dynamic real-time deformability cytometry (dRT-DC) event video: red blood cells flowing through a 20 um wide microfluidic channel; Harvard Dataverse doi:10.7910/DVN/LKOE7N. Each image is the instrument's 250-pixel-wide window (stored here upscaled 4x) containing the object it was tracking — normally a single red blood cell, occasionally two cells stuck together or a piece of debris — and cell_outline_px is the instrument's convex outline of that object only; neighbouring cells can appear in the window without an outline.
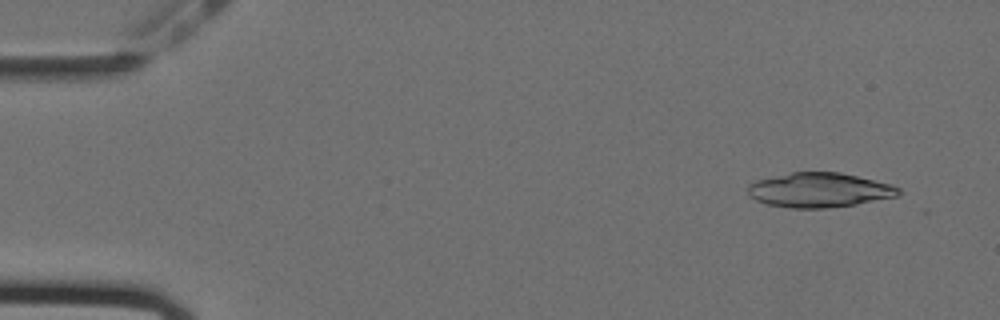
{"species": "Egyptian fruit bat (a non-hibernating species)", "species_latin": "Rousettus aegyptiacus", "temperature_condition": "cold", "stored_images_in_passage": 55, "camera_frame_rate_fps": 3000, "um_per_image_px": 0.085, "animal": {"sex": "female"}, "frame": {"image": 1, "passage_image": 4, "time_ms": 1.0, "image_size_px": [1000, 320], "cell_outline_px": [[900, 196], [856, 204], [824, 208], [788, 208], [768, 204], [756, 200], [748, 192], [748, 184], [756, 180], [792, 172], [840, 172], [892, 184], [900, 188]], "centroid_in_image_um": [69.67, 16.15], "position_along_channel_um": 15.3, "area_um2": 30.35}}
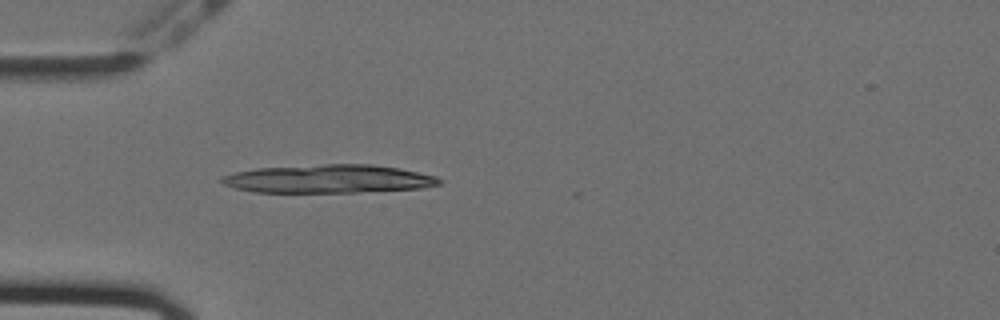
{"frame": {"image": 2, "passage_image": 16, "time_ms": 5.0, "image_size_px": [1000, 320], "cell_outline_px": [[440, 184], [420, 188], [356, 192], [252, 192], [236, 188], [224, 184], [220, 180], [220, 176], [236, 172], [256, 168], [324, 164], [372, 164], [400, 168], [436, 176], [440, 180]], "centroid_in_image_um": [27.9, 15.2], "position_along_channel_um": 57.1, "area_um2": 35.78}}